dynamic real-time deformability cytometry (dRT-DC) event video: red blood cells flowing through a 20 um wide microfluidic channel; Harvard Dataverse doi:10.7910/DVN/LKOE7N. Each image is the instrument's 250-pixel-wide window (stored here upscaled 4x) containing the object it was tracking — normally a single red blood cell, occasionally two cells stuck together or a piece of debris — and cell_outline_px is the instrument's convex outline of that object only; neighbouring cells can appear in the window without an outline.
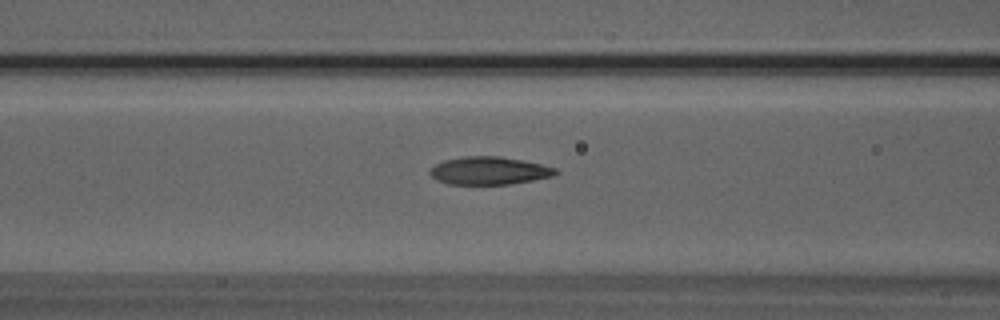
{"species": "Egyptian fruit bat (a non-hibernating species)", "species_latin": "Rousettus aegyptiacus", "temperature_condition": "room temperature", "stored_images_in_passage": 17, "camera_frame_rate_fps": 3000, "um_per_image_px": 0.085, "animal": {"sex": "male"}, "frame": {"image": 1, "passage_image": 15, "time_ms": 4.667, "image_size_px": [1000, 320], "cell_outline_px": [[560, 172], [552, 176], [532, 180], [508, 184], [448, 184], [436, 180], [428, 172], [428, 168], [444, 160], [464, 156], [500, 156], [540, 164], [556, 168]], "centroid_in_image_um": [41.53, 14.51], "position_along_channel_um": 125.1, "area_um2": 20.35}}